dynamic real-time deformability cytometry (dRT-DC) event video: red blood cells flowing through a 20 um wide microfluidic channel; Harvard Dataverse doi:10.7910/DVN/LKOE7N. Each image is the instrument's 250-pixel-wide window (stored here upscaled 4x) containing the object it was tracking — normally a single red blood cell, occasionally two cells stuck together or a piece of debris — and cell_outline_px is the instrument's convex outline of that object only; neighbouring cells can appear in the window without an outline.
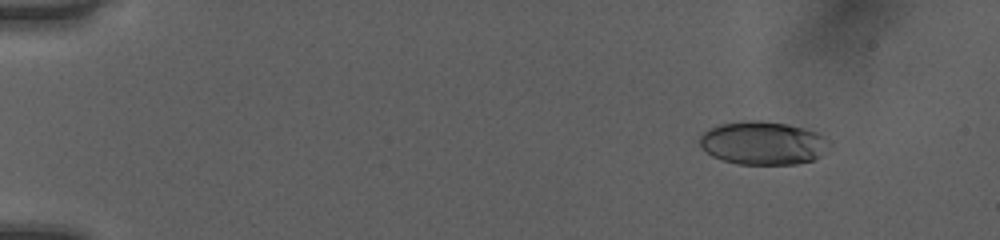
{"species": "human", "species_latin": "Homo sapiens", "temperature_condition": "room temperature", "stored_images_in_passage": 52, "camera_frame_rate_fps": 3000, "um_per_image_px": 0.085, "donor": {"sex": "female"}, "frame": {"image": 1, "passage_image": 7, "time_ms": 2.0, "image_size_px": [1000, 240], "cell_outline_px": [[832, 144], [820, 156], [812, 160], [796, 164], [736, 164], [712, 156], [700, 144], [700, 136], [708, 128], [720, 124], [756, 120], [760, 120], [788, 124], [816, 132], [824, 136]], "centroid_in_image_um": [64.88, 12.16], "position_along_channel_um": 20.1, "area_um2": 32.54}}
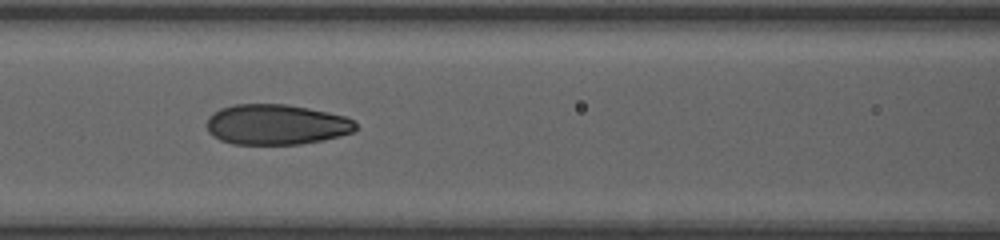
{"frame": {"image": 2, "passage_image": 25, "time_ms": 8.0, "image_size_px": [1000, 240], "cell_outline_px": [[356, 128], [352, 132], [340, 136], [300, 144], [232, 144], [220, 140], [212, 136], [208, 132], [208, 116], [220, 108], [232, 104], [288, 104], [328, 112], [344, 116], [356, 120]], "centroid_in_image_um": [23.47, 10.58], "position_along_channel_um": 143.1, "area_um2": 35.14}}
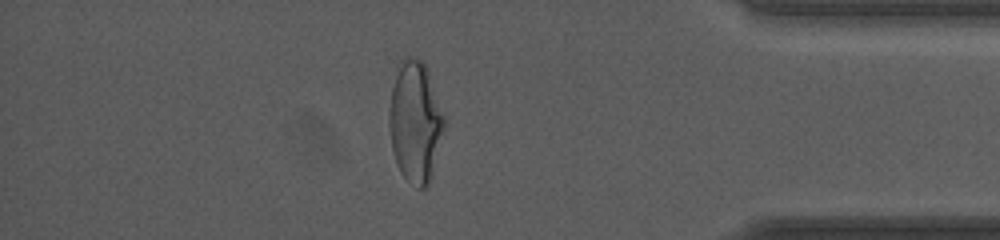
{"frame": {"image": 3, "passage_image": 46, "time_ms": 15.0, "image_size_px": [1000, 240], "cell_outline_px": [[444, 128], [432, 176], [428, 188], [416, 188], [400, 172], [396, 164], [392, 148], [388, 124], [388, 112], [392, 88], [400, 60], [408, 56], [416, 56], [424, 64], [428, 72], [444, 116]], "centroid_in_image_um": [35.28, 10.38], "position_along_channel_um": 399.9, "area_um2": 38.78}, "authors_computed_cell_mechanics": {"area_um2": 35.0268, "velocity_mm_per_s": 4.0504, "shape_relaxation_time_tau1_ms": 5.2968, "shape_relaxation_time_tau2_ms": 0.7838, "deformation_change_tau1": 0.2076, "deformation_change_tau2": 0.0648}}